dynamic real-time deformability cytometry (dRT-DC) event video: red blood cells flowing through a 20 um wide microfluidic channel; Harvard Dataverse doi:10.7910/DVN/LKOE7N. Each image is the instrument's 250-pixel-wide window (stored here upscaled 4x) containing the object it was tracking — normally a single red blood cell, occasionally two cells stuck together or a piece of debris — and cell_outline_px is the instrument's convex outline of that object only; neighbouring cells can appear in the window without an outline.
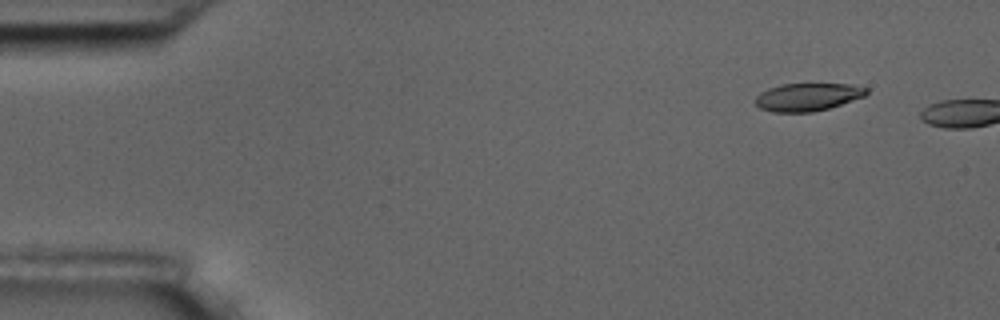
{"species": "common noctule bat (a hibernating species)", "species_latin": "Nyctalus noctula", "temperature_condition": "room temperature", "stored_images_in_passage": 3, "camera_frame_rate_fps": 3000, "um_per_image_px": 0.085, "animal": {"sex": "male", "body_mass_g": 17.5, "forearm_length_mm": 52.3}, "frame": {"image": 1, "passage_image": 2, "time_ms": 1.0, "image_size_px": [1000, 320], "cell_outline_px": [[868, 92], [864, 96], [828, 108], [812, 112], [772, 112], [760, 108], [756, 104], [756, 96], [760, 92], [768, 88], [784, 84], [852, 84], [868, 88]], "centroid_in_image_um": [68.63, 8.24], "position_along_channel_um": 16.4, "area_um2": 17.86}}